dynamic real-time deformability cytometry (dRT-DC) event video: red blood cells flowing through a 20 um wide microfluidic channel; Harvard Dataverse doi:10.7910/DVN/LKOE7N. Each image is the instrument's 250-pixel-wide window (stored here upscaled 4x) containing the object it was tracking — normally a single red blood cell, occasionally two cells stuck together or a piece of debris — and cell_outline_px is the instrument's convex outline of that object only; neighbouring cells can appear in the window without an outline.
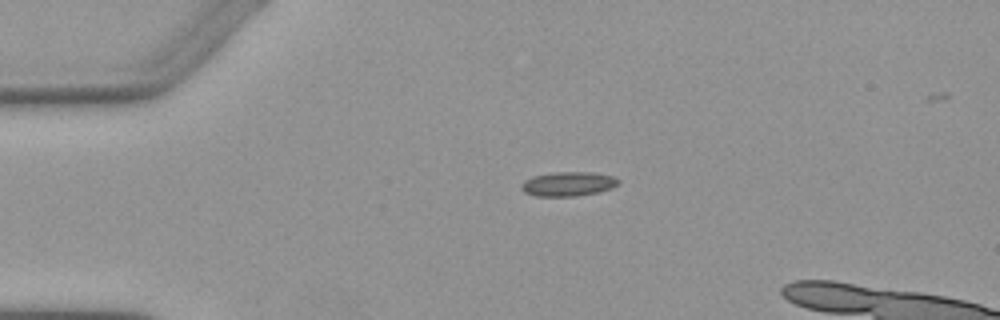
{"species": "Egyptian fruit bat (a non-hibernating species)", "species_latin": "Rousettus aegyptiacus", "temperature_condition": "warm", "stored_images_in_passage": 3, "camera_frame_rate_fps": 3000, "um_per_image_px": 0.085, "animal": {"sex": "female"}, "frame": {"image": 1, "passage_image": 1, "time_ms": 0.0, "image_size_px": [1000, 320], "cell_outline_px": [[620, 184], [612, 188], [600, 192], [576, 196], [536, 196], [524, 192], [520, 188], [520, 184], [524, 180], [532, 176], [552, 172], [592, 172], [612, 176], [620, 180]], "centroid_in_image_um": [48.29, 15.63], "position_along_channel_um": 36.7, "area_um2": 13.99}}